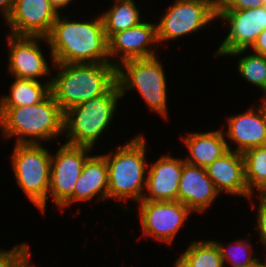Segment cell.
I'll return each mask as SVG.
<instances>
[{
  "mask_svg": "<svg viewBox=\"0 0 266 267\" xmlns=\"http://www.w3.org/2000/svg\"><path fill=\"white\" fill-rule=\"evenodd\" d=\"M47 39L52 63H111L101 15L81 22L58 14Z\"/></svg>",
  "mask_w": 266,
  "mask_h": 267,
  "instance_id": "6da1fadb",
  "label": "cell"
},
{
  "mask_svg": "<svg viewBox=\"0 0 266 267\" xmlns=\"http://www.w3.org/2000/svg\"><path fill=\"white\" fill-rule=\"evenodd\" d=\"M53 65L51 94L65 113L72 107L105 94L117 82V66L111 63Z\"/></svg>",
  "mask_w": 266,
  "mask_h": 267,
  "instance_id": "7a4b0ae2",
  "label": "cell"
},
{
  "mask_svg": "<svg viewBox=\"0 0 266 267\" xmlns=\"http://www.w3.org/2000/svg\"><path fill=\"white\" fill-rule=\"evenodd\" d=\"M64 115L50 93L37 104L0 107V128L6 139L16 137V144H39L64 133Z\"/></svg>",
  "mask_w": 266,
  "mask_h": 267,
  "instance_id": "3957f363",
  "label": "cell"
},
{
  "mask_svg": "<svg viewBox=\"0 0 266 267\" xmlns=\"http://www.w3.org/2000/svg\"><path fill=\"white\" fill-rule=\"evenodd\" d=\"M143 134L120 146L113 153L105 154L108 165V199L134 200L143 198L146 188L148 165ZM144 187V189H143Z\"/></svg>",
  "mask_w": 266,
  "mask_h": 267,
  "instance_id": "277c9868",
  "label": "cell"
},
{
  "mask_svg": "<svg viewBox=\"0 0 266 267\" xmlns=\"http://www.w3.org/2000/svg\"><path fill=\"white\" fill-rule=\"evenodd\" d=\"M122 98L116 82L105 94L70 108L64 115V134L69 145L93 149L99 136L105 132Z\"/></svg>",
  "mask_w": 266,
  "mask_h": 267,
  "instance_id": "5b68a950",
  "label": "cell"
},
{
  "mask_svg": "<svg viewBox=\"0 0 266 267\" xmlns=\"http://www.w3.org/2000/svg\"><path fill=\"white\" fill-rule=\"evenodd\" d=\"M157 57L130 59L117 66V83L121 95L136 89L150 108L162 117L168 118L166 77L162 63Z\"/></svg>",
  "mask_w": 266,
  "mask_h": 267,
  "instance_id": "8992f818",
  "label": "cell"
},
{
  "mask_svg": "<svg viewBox=\"0 0 266 267\" xmlns=\"http://www.w3.org/2000/svg\"><path fill=\"white\" fill-rule=\"evenodd\" d=\"M41 143L16 144L12 168L17 184L30 201L45 213L49 194L51 155Z\"/></svg>",
  "mask_w": 266,
  "mask_h": 267,
  "instance_id": "52a82bcc",
  "label": "cell"
},
{
  "mask_svg": "<svg viewBox=\"0 0 266 267\" xmlns=\"http://www.w3.org/2000/svg\"><path fill=\"white\" fill-rule=\"evenodd\" d=\"M228 23L229 33L216 50L217 56L244 54L266 29V6L243 10H218L217 19Z\"/></svg>",
  "mask_w": 266,
  "mask_h": 267,
  "instance_id": "ba28073f",
  "label": "cell"
},
{
  "mask_svg": "<svg viewBox=\"0 0 266 267\" xmlns=\"http://www.w3.org/2000/svg\"><path fill=\"white\" fill-rule=\"evenodd\" d=\"M156 24L158 44L177 39L217 19V10L203 0H176Z\"/></svg>",
  "mask_w": 266,
  "mask_h": 267,
  "instance_id": "9c48e42d",
  "label": "cell"
},
{
  "mask_svg": "<svg viewBox=\"0 0 266 267\" xmlns=\"http://www.w3.org/2000/svg\"><path fill=\"white\" fill-rule=\"evenodd\" d=\"M143 233L156 240L171 244L187 217L192 212L179 201H139Z\"/></svg>",
  "mask_w": 266,
  "mask_h": 267,
  "instance_id": "30bf717a",
  "label": "cell"
},
{
  "mask_svg": "<svg viewBox=\"0 0 266 267\" xmlns=\"http://www.w3.org/2000/svg\"><path fill=\"white\" fill-rule=\"evenodd\" d=\"M91 150L90 147L64 143L56 155H51L49 192L59 208L73 195L75 184Z\"/></svg>",
  "mask_w": 266,
  "mask_h": 267,
  "instance_id": "8fae6325",
  "label": "cell"
},
{
  "mask_svg": "<svg viewBox=\"0 0 266 267\" xmlns=\"http://www.w3.org/2000/svg\"><path fill=\"white\" fill-rule=\"evenodd\" d=\"M8 70L16 78L39 81L38 78L50 74V68L43 55L39 40L48 41L41 36H16L8 34ZM38 79V80H37Z\"/></svg>",
  "mask_w": 266,
  "mask_h": 267,
  "instance_id": "7c38bea8",
  "label": "cell"
},
{
  "mask_svg": "<svg viewBox=\"0 0 266 267\" xmlns=\"http://www.w3.org/2000/svg\"><path fill=\"white\" fill-rule=\"evenodd\" d=\"M57 15L49 0H14L6 23L12 35L47 37Z\"/></svg>",
  "mask_w": 266,
  "mask_h": 267,
  "instance_id": "4fadbf2b",
  "label": "cell"
},
{
  "mask_svg": "<svg viewBox=\"0 0 266 267\" xmlns=\"http://www.w3.org/2000/svg\"><path fill=\"white\" fill-rule=\"evenodd\" d=\"M158 44L157 30L154 23L140 22L133 28L115 33L108 40V55L112 60L111 64L118 66L120 62H114V56L121 60V63L130 59H148L156 57L153 45ZM152 44V46H151ZM112 57V58H111ZM114 62V63H113Z\"/></svg>",
  "mask_w": 266,
  "mask_h": 267,
  "instance_id": "5bb4252c",
  "label": "cell"
},
{
  "mask_svg": "<svg viewBox=\"0 0 266 267\" xmlns=\"http://www.w3.org/2000/svg\"><path fill=\"white\" fill-rule=\"evenodd\" d=\"M260 103L256 110L251 108L228 117L225 136L237 144L236 149L231 148V151L244 153L248 149L266 145V100Z\"/></svg>",
  "mask_w": 266,
  "mask_h": 267,
  "instance_id": "9a60e30c",
  "label": "cell"
},
{
  "mask_svg": "<svg viewBox=\"0 0 266 267\" xmlns=\"http://www.w3.org/2000/svg\"><path fill=\"white\" fill-rule=\"evenodd\" d=\"M185 163L182 159L162 155L148 167L145 188L148 194H144L142 200L177 201L179 181Z\"/></svg>",
  "mask_w": 266,
  "mask_h": 267,
  "instance_id": "2e32d148",
  "label": "cell"
},
{
  "mask_svg": "<svg viewBox=\"0 0 266 267\" xmlns=\"http://www.w3.org/2000/svg\"><path fill=\"white\" fill-rule=\"evenodd\" d=\"M218 193L204 167L188 163L183 165L177 201L185 204L192 212L201 213L218 197Z\"/></svg>",
  "mask_w": 266,
  "mask_h": 267,
  "instance_id": "e0dca14e",
  "label": "cell"
},
{
  "mask_svg": "<svg viewBox=\"0 0 266 267\" xmlns=\"http://www.w3.org/2000/svg\"><path fill=\"white\" fill-rule=\"evenodd\" d=\"M208 177L217 191L228 195H242L252 198L245 180L244 159L242 153L229 150L222 157L205 167Z\"/></svg>",
  "mask_w": 266,
  "mask_h": 267,
  "instance_id": "ac0fdd59",
  "label": "cell"
},
{
  "mask_svg": "<svg viewBox=\"0 0 266 267\" xmlns=\"http://www.w3.org/2000/svg\"><path fill=\"white\" fill-rule=\"evenodd\" d=\"M99 194L98 200L108 198V165L104 154L89 156L75 184L73 195L60 207H69L72 202L90 201Z\"/></svg>",
  "mask_w": 266,
  "mask_h": 267,
  "instance_id": "d6986e66",
  "label": "cell"
},
{
  "mask_svg": "<svg viewBox=\"0 0 266 267\" xmlns=\"http://www.w3.org/2000/svg\"><path fill=\"white\" fill-rule=\"evenodd\" d=\"M224 135L220 129L206 133H189L183 139L190 153L184 158V161L190 165L204 168L212 164L231 149Z\"/></svg>",
  "mask_w": 266,
  "mask_h": 267,
  "instance_id": "ffe728a7",
  "label": "cell"
},
{
  "mask_svg": "<svg viewBox=\"0 0 266 267\" xmlns=\"http://www.w3.org/2000/svg\"><path fill=\"white\" fill-rule=\"evenodd\" d=\"M49 80L41 84L40 81L15 77L10 95L0 98V107H20L42 102L51 93L52 78Z\"/></svg>",
  "mask_w": 266,
  "mask_h": 267,
  "instance_id": "44dd1931",
  "label": "cell"
},
{
  "mask_svg": "<svg viewBox=\"0 0 266 267\" xmlns=\"http://www.w3.org/2000/svg\"><path fill=\"white\" fill-rule=\"evenodd\" d=\"M114 2L115 5L101 15L108 40L115 33L133 28L142 22L134 0H114Z\"/></svg>",
  "mask_w": 266,
  "mask_h": 267,
  "instance_id": "7402d4cb",
  "label": "cell"
},
{
  "mask_svg": "<svg viewBox=\"0 0 266 267\" xmlns=\"http://www.w3.org/2000/svg\"><path fill=\"white\" fill-rule=\"evenodd\" d=\"M179 259L188 267H224L215 240L191 242Z\"/></svg>",
  "mask_w": 266,
  "mask_h": 267,
  "instance_id": "603a6c76",
  "label": "cell"
},
{
  "mask_svg": "<svg viewBox=\"0 0 266 267\" xmlns=\"http://www.w3.org/2000/svg\"><path fill=\"white\" fill-rule=\"evenodd\" d=\"M242 155L245 180L253 195V187L258 189L266 181V145L248 149Z\"/></svg>",
  "mask_w": 266,
  "mask_h": 267,
  "instance_id": "cb8c5ba5",
  "label": "cell"
},
{
  "mask_svg": "<svg viewBox=\"0 0 266 267\" xmlns=\"http://www.w3.org/2000/svg\"><path fill=\"white\" fill-rule=\"evenodd\" d=\"M237 65L238 72L245 80L263 90V99L266 100V57L257 53L248 54L241 57Z\"/></svg>",
  "mask_w": 266,
  "mask_h": 267,
  "instance_id": "d4e9b609",
  "label": "cell"
},
{
  "mask_svg": "<svg viewBox=\"0 0 266 267\" xmlns=\"http://www.w3.org/2000/svg\"><path fill=\"white\" fill-rule=\"evenodd\" d=\"M235 246L232 245L230 250L225 248L223 244L219 242H215L220 250V254L223 260V264L225 266V262H229L230 267H261V261L258 258L252 257L251 252V243L246 245L244 240L235 241ZM245 242V243H244Z\"/></svg>",
  "mask_w": 266,
  "mask_h": 267,
  "instance_id": "484cf974",
  "label": "cell"
},
{
  "mask_svg": "<svg viewBox=\"0 0 266 267\" xmlns=\"http://www.w3.org/2000/svg\"><path fill=\"white\" fill-rule=\"evenodd\" d=\"M29 254L26 243L18 244L9 251L0 249V267H32Z\"/></svg>",
  "mask_w": 266,
  "mask_h": 267,
  "instance_id": "4316f807",
  "label": "cell"
},
{
  "mask_svg": "<svg viewBox=\"0 0 266 267\" xmlns=\"http://www.w3.org/2000/svg\"><path fill=\"white\" fill-rule=\"evenodd\" d=\"M263 6V0H224L219 10H243Z\"/></svg>",
  "mask_w": 266,
  "mask_h": 267,
  "instance_id": "83f0119b",
  "label": "cell"
},
{
  "mask_svg": "<svg viewBox=\"0 0 266 267\" xmlns=\"http://www.w3.org/2000/svg\"><path fill=\"white\" fill-rule=\"evenodd\" d=\"M260 206H258L257 214V229L261 243L265 246L266 250V196H260Z\"/></svg>",
  "mask_w": 266,
  "mask_h": 267,
  "instance_id": "f1b7e54d",
  "label": "cell"
},
{
  "mask_svg": "<svg viewBox=\"0 0 266 267\" xmlns=\"http://www.w3.org/2000/svg\"><path fill=\"white\" fill-rule=\"evenodd\" d=\"M251 48H253L254 53L266 57V29L258 35L256 42Z\"/></svg>",
  "mask_w": 266,
  "mask_h": 267,
  "instance_id": "f546056e",
  "label": "cell"
},
{
  "mask_svg": "<svg viewBox=\"0 0 266 267\" xmlns=\"http://www.w3.org/2000/svg\"><path fill=\"white\" fill-rule=\"evenodd\" d=\"M13 5H14V0H0V9H1L0 11L5 18V21L11 14Z\"/></svg>",
  "mask_w": 266,
  "mask_h": 267,
  "instance_id": "4dcf8cb0",
  "label": "cell"
},
{
  "mask_svg": "<svg viewBox=\"0 0 266 267\" xmlns=\"http://www.w3.org/2000/svg\"><path fill=\"white\" fill-rule=\"evenodd\" d=\"M73 0H49L51 6L55 9V11L59 14L60 9L66 7Z\"/></svg>",
  "mask_w": 266,
  "mask_h": 267,
  "instance_id": "1f68e13d",
  "label": "cell"
},
{
  "mask_svg": "<svg viewBox=\"0 0 266 267\" xmlns=\"http://www.w3.org/2000/svg\"><path fill=\"white\" fill-rule=\"evenodd\" d=\"M209 3L212 7H214L217 11L221 8L224 0H203Z\"/></svg>",
  "mask_w": 266,
  "mask_h": 267,
  "instance_id": "d6a6232c",
  "label": "cell"
},
{
  "mask_svg": "<svg viewBox=\"0 0 266 267\" xmlns=\"http://www.w3.org/2000/svg\"><path fill=\"white\" fill-rule=\"evenodd\" d=\"M260 196H266V181L257 189Z\"/></svg>",
  "mask_w": 266,
  "mask_h": 267,
  "instance_id": "836d02e7",
  "label": "cell"
},
{
  "mask_svg": "<svg viewBox=\"0 0 266 267\" xmlns=\"http://www.w3.org/2000/svg\"><path fill=\"white\" fill-rule=\"evenodd\" d=\"M174 267H188L179 258L176 260Z\"/></svg>",
  "mask_w": 266,
  "mask_h": 267,
  "instance_id": "e575fe53",
  "label": "cell"
},
{
  "mask_svg": "<svg viewBox=\"0 0 266 267\" xmlns=\"http://www.w3.org/2000/svg\"><path fill=\"white\" fill-rule=\"evenodd\" d=\"M264 259L266 260V258H264ZM261 267H266V261H265V263L264 262H261Z\"/></svg>",
  "mask_w": 266,
  "mask_h": 267,
  "instance_id": "d590c367",
  "label": "cell"
}]
</instances>
